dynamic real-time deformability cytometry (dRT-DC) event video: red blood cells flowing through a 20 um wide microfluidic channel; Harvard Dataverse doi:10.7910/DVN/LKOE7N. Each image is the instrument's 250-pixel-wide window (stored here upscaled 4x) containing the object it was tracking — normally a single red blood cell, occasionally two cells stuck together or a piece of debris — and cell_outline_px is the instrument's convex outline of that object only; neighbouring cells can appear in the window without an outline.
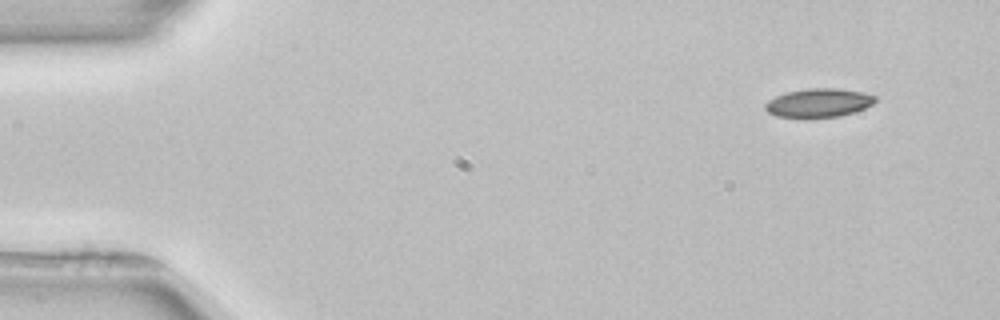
{"species": "common noctule bat (a hibernating species)", "species_latin": "Nyctalus noctula", "temperature_condition": "room temperature", "stored_images_in_passage": 3, "camera_frame_rate_fps": 3000, "um_per_image_px": 0.085, "animal": {"sex": "female", "body_mass_g": 22.7, "forearm_length_mm": 54.2}, "frame": {"image": 1, "passage_image": 1, "time_ms": 0.0, "image_size_px": [1000, 320], "cell_outline_px": [[876, 100], [872, 104], [864, 108], [840, 116], [776, 116], [768, 112], [764, 108], [764, 104], [768, 100], [776, 96], [788, 92], [808, 88], [840, 88], [864, 92], [876, 96]], "centroid_in_image_um": [69.6, 8.71], "position_along_channel_um": 15.4, "area_um2": 18.03}}
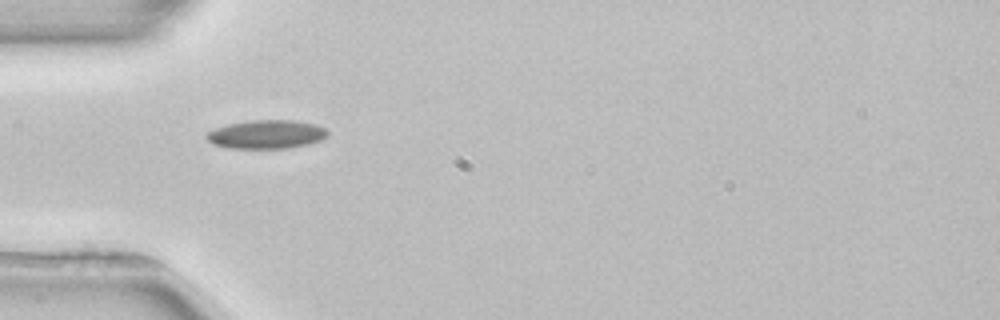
{"frame": {"image": 2, "passage_image": 3, "time_ms": 4.0, "image_size_px": [1000, 320], "cell_outline_px": [[328, 136], [320, 140], [308, 144], [288, 148], [232, 148], [212, 144], [204, 136], [208, 132], [216, 128], [228, 124], [248, 120], [292, 120], [316, 124], [328, 128]], "centroid_in_image_um": [22.68, 11.41], "position_along_channel_um": 62.3, "area_um2": 20.29}}